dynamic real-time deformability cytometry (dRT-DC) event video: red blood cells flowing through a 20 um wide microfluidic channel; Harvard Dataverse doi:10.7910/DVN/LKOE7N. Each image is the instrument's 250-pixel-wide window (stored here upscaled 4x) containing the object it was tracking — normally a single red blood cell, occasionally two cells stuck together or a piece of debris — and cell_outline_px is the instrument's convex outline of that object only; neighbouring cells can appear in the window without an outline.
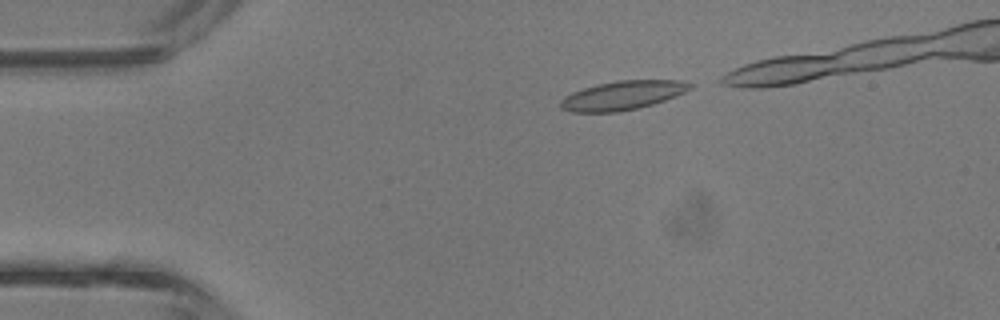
{"species": "common noctule bat (a hibernating species)", "species_latin": "Nyctalus noctula", "temperature_condition": "room temperature", "stored_images_in_passage": 23, "camera_frame_rate_fps": 3000, "um_per_image_px": 0.085, "animal": {"sex": "male", "body_mass_g": 13.3}, "frame": {"image": 1, "passage_image": 2, "time_ms": 0.333, "image_size_px": [1000, 320], "cell_outline_px": [[692, 88], [676, 96], [652, 104], [620, 112], [572, 112], [560, 108], [560, 100], [564, 96], [572, 92], [596, 84], [616, 80], [680, 80], [692, 84]], "centroid_in_image_um": [52.89, 8.1], "position_along_channel_um": 32.1, "area_um2": 21.85}}
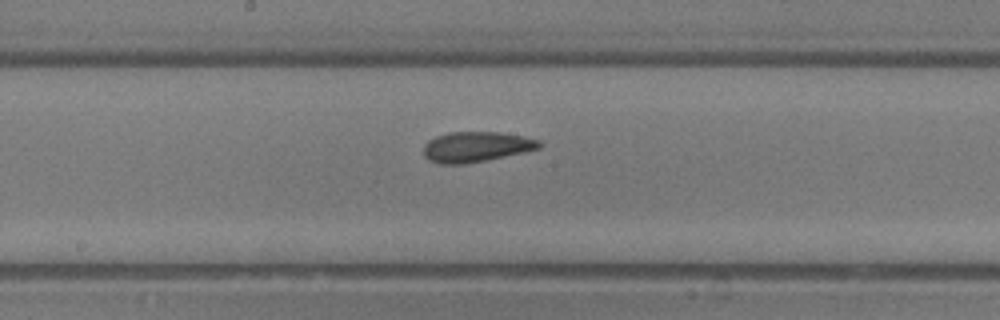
{"frame": {"image": 2, "passage_image": 16, "time_ms": 5.0, "image_size_px": [1000, 320], "cell_outline_px": [[544, 144], [540, 148], [524, 152], [464, 164], [440, 164], [428, 160], [424, 156], [424, 144], [428, 140], [436, 136], [448, 132], [500, 132], [524, 136], [540, 140]], "centroid_in_image_um": [40.47, 12.47], "position_along_channel_um": 207.7, "area_um2": 20.52}}
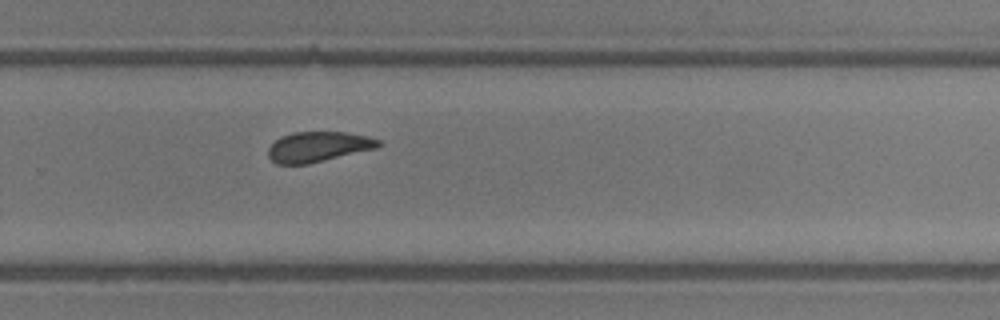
{"frame": {"image": 3, "passage_image": 22, "time_ms": 7.0, "image_size_px": [1000, 320], "cell_outline_px": [[384, 144], [380, 148], [308, 164], [276, 164], [268, 156], [268, 148], [280, 136], [292, 132], [344, 132], [368, 136], [380, 140]], "centroid_in_image_um": [27.1, 12.47], "position_along_channel_um": 302.7, "area_um2": 19.71}}